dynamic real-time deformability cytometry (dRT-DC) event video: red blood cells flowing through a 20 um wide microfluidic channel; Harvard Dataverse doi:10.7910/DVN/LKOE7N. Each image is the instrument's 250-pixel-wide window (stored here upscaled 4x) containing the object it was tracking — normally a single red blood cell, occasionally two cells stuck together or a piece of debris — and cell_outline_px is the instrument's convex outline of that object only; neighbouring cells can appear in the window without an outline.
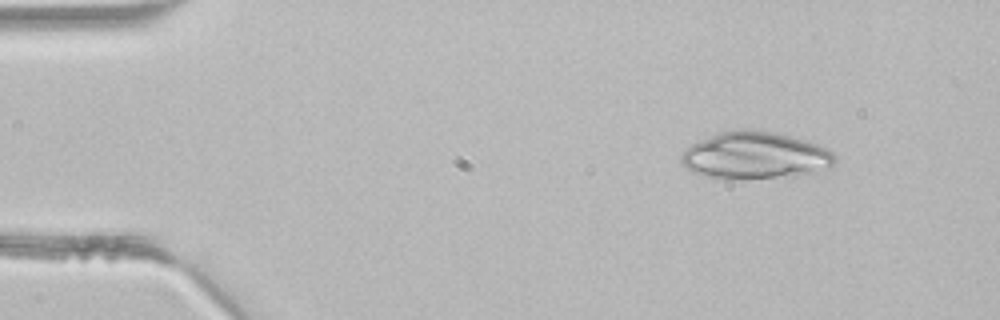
{"species": "common noctule bat (a hibernating species)", "species_latin": "Nyctalus noctula", "temperature_condition": "room temperature", "stored_images_in_passage": 3, "camera_frame_rate_fps": 3000, "um_per_image_px": 0.085, "animal": {"sex": "male", "body_mass_g": 21.5, "forearm_length_mm": 52.0}, "frame": {"image": 1, "passage_image": 1, "time_ms": 0.0, "image_size_px": [1000, 320], "cell_outline_px": [[836, 160], [832, 168], [812, 172], [776, 176], [724, 180], [704, 176], [692, 172], [680, 164], [680, 156], [692, 144], [716, 132], [740, 128], [760, 128], [776, 132], [820, 144], [832, 152], [836, 156]], "centroid_in_image_um": [64.15, 13.18], "position_along_channel_um": 20.8, "area_um2": 42.66}}